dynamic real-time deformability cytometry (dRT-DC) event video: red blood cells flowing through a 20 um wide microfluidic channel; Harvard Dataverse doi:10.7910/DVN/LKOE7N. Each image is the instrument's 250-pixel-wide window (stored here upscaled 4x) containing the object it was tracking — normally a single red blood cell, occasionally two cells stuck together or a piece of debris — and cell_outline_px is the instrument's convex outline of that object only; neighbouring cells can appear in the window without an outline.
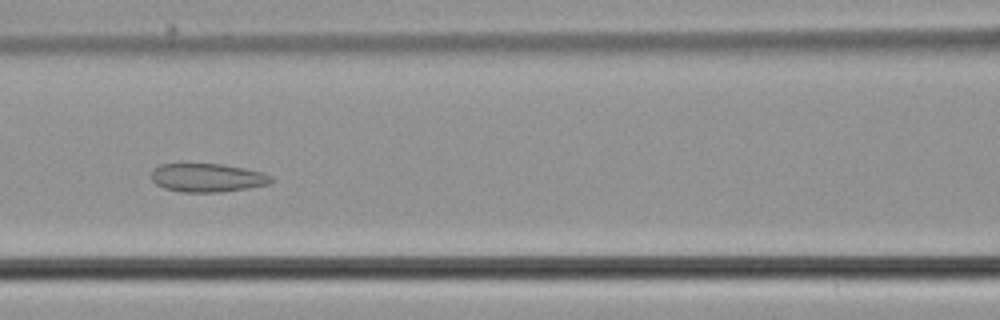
{"species": "common noctule bat (a hibernating species)", "species_latin": "Nyctalus noctula", "temperature_condition": "cold", "stored_images_in_passage": 54, "camera_frame_rate_fps": 3000, "um_per_image_px": 0.085, "animal": {"sex": "male", "body_mass_g": 21.5, "forearm_length_mm": 52.0}, "frame": {"image": 1, "passage_image": 23, "time_ms": 7.333, "image_size_px": [1000, 320], "cell_outline_px": [[272, 180], [268, 184], [248, 188], [220, 192], [180, 192], [164, 188], [156, 184], [152, 180], [152, 168], [160, 164], [224, 164], [264, 172], [272, 176]], "centroid_in_image_um": [17.62, 15.1], "position_along_channel_um": 149.0, "area_um2": 20.0}}
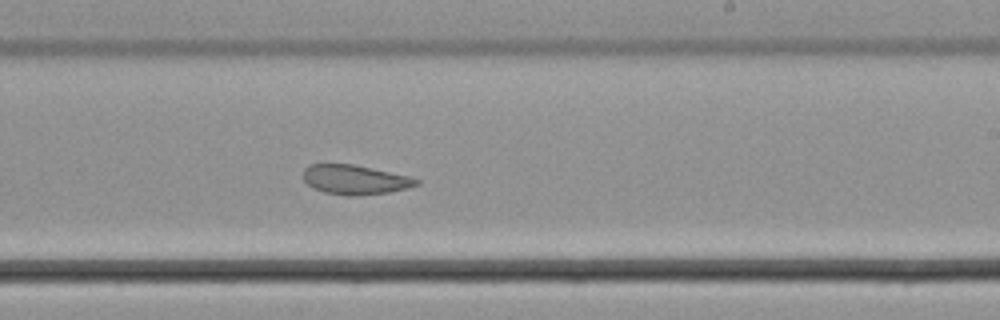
{"frame": {"image": 2, "passage_image": 32, "time_ms": 10.333, "image_size_px": [1000, 320], "cell_outline_px": [[420, 184], [408, 188], [392, 192], [356, 196], [344, 196], [324, 192], [312, 188], [304, 180], [304, 168], [308, 164], [352, 164], [408, 176], [420, 180]], "centroid_in_image_um": [30.17, 15.29], "position_along_channel_um": 258.8, "area_um2": 19.54}}
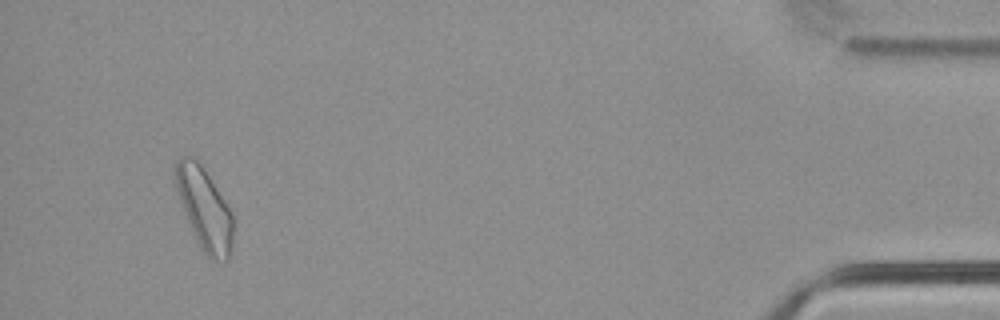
{"frame": {"image": 3, "passage_image": 51, "time_ms": 16.667, "image_size_px": [1000, 320], "cell_outline_px": [[232, 248], [228, 260], [216, 264], [204, 252], [184, 212], [176, 192], [176, 160], [180, 156], [192, 156], [200, 164], [224, 200], [232, 216]], "centroid_in_image_um": [17.38, 17.78], "position_along_channel_um": 417.8, "area_um2": 26.7}, "authors_computed_cell_mechanics": {"area_um2": 22.9177, "velocity_mm_per_s": 3.6708, "shape_relaxation_time_tau1_ms": null, "shape_relaxation_time_tau2_ms": 3.8492, "deformation_change_tau1": null, "deformation_change_tau2": 0.1002}}